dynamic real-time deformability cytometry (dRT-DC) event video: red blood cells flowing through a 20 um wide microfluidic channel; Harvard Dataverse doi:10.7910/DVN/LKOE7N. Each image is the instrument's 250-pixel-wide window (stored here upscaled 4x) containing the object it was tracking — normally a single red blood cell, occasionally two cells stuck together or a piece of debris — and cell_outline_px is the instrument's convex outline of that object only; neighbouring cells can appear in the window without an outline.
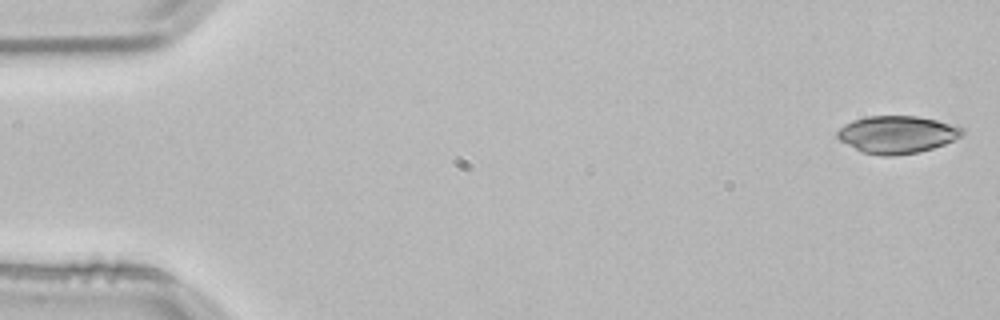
{"species": "common noctule bat (a hibernating species)", "species_latin": "Nyctalus noctula", "temperature_condition": "room temperature", "stored_images_in_passage": 10, "camera_frame_rate_fps": 3000, "um_per_image_px": 0.085, "animal": {"sex": "male", "body_mass_g": 21.5, "forearm_length_mm": 52.0}, "frame": {"image": 1, "passage_image": 1, "time_ms": 0.0, "image_size_px": [1000, 320], "cell_outline_px": [[964, 136], [944, 144], [932, 148], [916, 152], [896, 156], [884, 156], [860, 152], [840, 140], [836, 136], [836, 132], [844, 124], [852, 120], [868, 116], [916, 116], [936, 120], [964, 128]], "centroid_in_image_um": [76.24, 11.44], "position_along_channel_um": 8.8, "area_um2": 27.34}}